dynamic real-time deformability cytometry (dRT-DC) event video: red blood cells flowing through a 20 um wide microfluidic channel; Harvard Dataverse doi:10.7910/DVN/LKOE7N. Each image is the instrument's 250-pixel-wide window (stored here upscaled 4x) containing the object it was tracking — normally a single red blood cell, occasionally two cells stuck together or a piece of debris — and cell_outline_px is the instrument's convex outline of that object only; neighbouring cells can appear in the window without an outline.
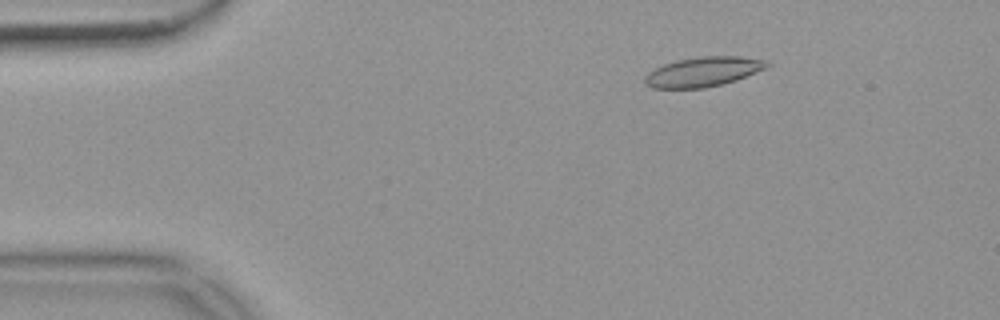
{"species": "common noctule bat (a hibernating species)", "species_latin": "Nyctalus noctula", "temperature_condition": "warm", "stored_images_in_passage": 55, "camera_frame_rate_fps": 3000, "um_per_image_px": 0.085, "animal": {"sex": "female", "body_mass_g": 18.4}, "frame": {"image": 1, "passage_image": 9, "time_ms": 2.667, "image_size_px": [1000, 320], "cell_outline_px": [[772, 64], [768, 68], [736, 80], [704, 88], [652, 88], [644, 84], [644, 76], [648, 72], [664, 64], [676, 60], [700, 56], [740, 56], [768, 60]], "centroid_in_image_um": [59.8, 6.09], "position_along_channel_um": 25.2, "area_um2": 21.33}}
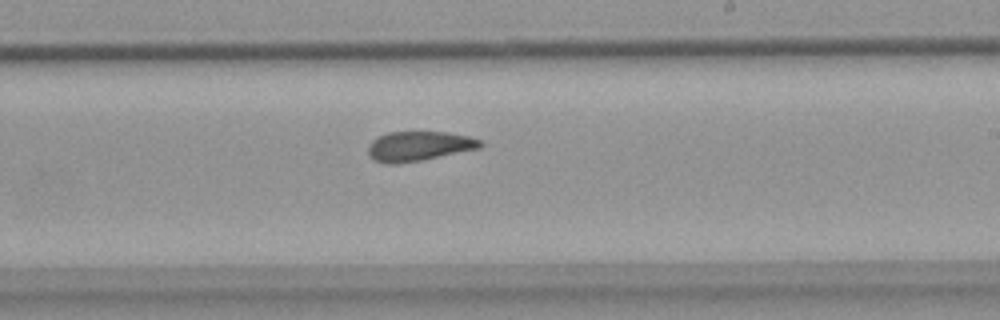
{"frame": {"image": 2, "passage_image": 33, "time_ms": 10.667, "image_size_px": [1000, 320], "cell_outline_px": [[484, 144], [480, 148], [424, 160], [396, 164], [384, 164], [372, 160], [368, 156], [368, 144], [376, 136], [388, 132], [448, 132], [468, 136], [484, 140]], "centroid_in_image_um": [35.58, 12.43], "position_along_channel_um": 253.4, "area_um2": 19.88}}
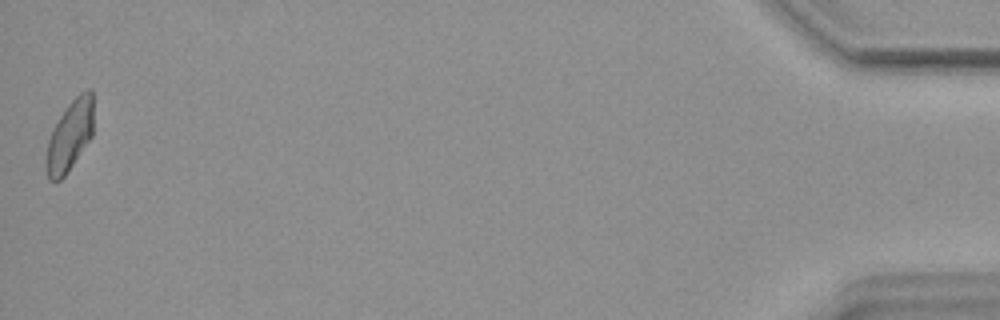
{"frame": {"image": 3, "passage_image": 55, "time_ms": 18.0, "image_size_px": [1000, 320], "cell_outline_px": [[92, 136], [64, 176], [60, 180], [48, 180], [44, 168], [48, 140], [52, 128], [68, 104], [80, 92], [88, 88], [92, 88]], "centroid_in_image_um": [5.9, 11.54], "position_along_channel_um": 429.3, "area_um2": 19.36}, "authors_computed_cell_mechanics": {"area_um2": 20.23, "velocity_mm_per_s": 3.6927, "shape_relaxation_time_tau1_ms": 7.7376, "shape_relaxation_time_tau2_ms": 2.211, "deformation_change_tau1": 0.1813, "deformation_change_tau2": 0.093}}